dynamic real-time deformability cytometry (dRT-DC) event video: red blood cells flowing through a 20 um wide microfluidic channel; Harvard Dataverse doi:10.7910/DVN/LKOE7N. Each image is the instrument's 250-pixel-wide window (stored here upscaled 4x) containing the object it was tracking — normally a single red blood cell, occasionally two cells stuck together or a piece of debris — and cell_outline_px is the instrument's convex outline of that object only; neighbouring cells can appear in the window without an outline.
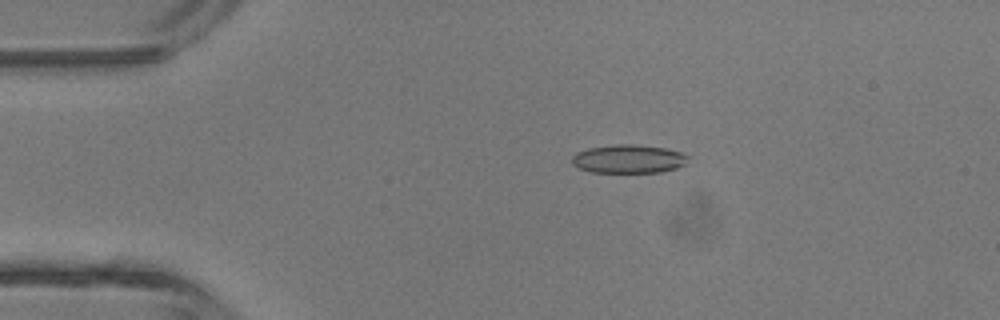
{"species": "common noctule bat (a hibernating species)", "species_latin": "Nyctalus noctula", "temperature_condition": "room temperature", "stored_images_in_passage": 3, "camera_frame_rate_fps": 3000, "um_per_image_px": 0.085, "animal": {"sex": "male", "body_mass_g": 13.3}, "frame": {"image": 1, "passage_image": 2, "time_ms": 1.333, "image_size_px": [1000, 320], "cell_outline_px": [[688, 156], [684, 164], [676, 168], [660, 172], [592, 172], [580, 168], [572, 164], [572, 156], [576, 152], [588, 148], [616, 144], [636, 144], [664, 148], [680, 152]], "centroid_in_image_um": [53.39, 13.5], "position_along_channel_um": 31.6, "area_um2": 19.13}}